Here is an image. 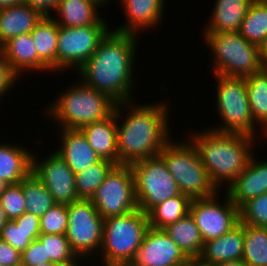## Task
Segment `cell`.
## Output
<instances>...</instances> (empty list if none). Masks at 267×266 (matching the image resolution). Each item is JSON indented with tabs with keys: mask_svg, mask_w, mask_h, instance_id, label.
<instances>
[{
	"mask_svg": "<svg viewBox=\"0 0 267 266\" xmlns=\"http://www.w3.org/2000/svg\"><path fill=\"white\" fill-rule=\"evenodd\" d=\"M23 0H0V8L22 4Z\"/></svg>",
	"mask_w": 267,
	"mask_h": 266,
	"instance_id": "cell-43",
	"label": "cell"
},
{
	"mask_svg": "<svg viewBox=\"0 0 267 266\" xmlns=\"http://www.w3.org/2000/svg\"><path fill=\"white\" fill-rule=\"evenodd\" d=\"M116 102L82 81L70 86L55 102L47 106L46 114L59 122L61 129H81L105 120L114 113Z\"/></svg>",
	"mask_w": 267,
	"mask_h": 266,
	"instance_id": "cell-4",
	"label": "cell"
},
{
	"mask_svg": "<svg viewBox=\"0 0 267 266\" xmlns=\"http://www.w3.org/2000/svg\"><path fill=\"white\" fill-rule=\"evenodd\" d=\"M251 156L245 169L226 188L231 201L240 208L248 200L267 192V161Z\"/></svg>",
	"mask_w": 267,
	"mask_h": 266,
	"instance_id": "cell-17",
	"label": "cell"
},
{
	"mask_svg": "<svg viewBox=\"0 0 267 266\" xmlns=\"http://www.w3.org/2000/svg\"><path fill=\"white\" fill-rule=\"evenodd\" d=\"M261 54H262V66H263V69L267 70V42L261 48Z\"/></svg>",
	"mask_w": 267,
	"mask_h": 266,
	"instance_id": "cell-46",
	"label": "cell"
},
{
	"mask_svg": "<svg viewBox=\"0 0 267 266\" xmlns=\"http://www.w3.org/2000/svg\"><path fill=\"white\" fill-rule=\"evenodd\" d=\"M245 81L254 123L262 125L265 135L267 132V70L261 69L246 77Z\"/></svg>",
	"mask_w": 267,
	"mask_h": 266,
	"instance_id": "cell-31",
	"label": "cell"
},
{
	"mask_svg": "<svg viewBox=\"0 0 267 266\" xmlns=\"http://www.w3.org/2000/svg\"><path fill=\"white\" fill-rule=\"evenodd\" d=\"M59 26L52 16H43L30 32L38 55V71L57 70V39Z\"/></svg>",
	"mask_w": 267,
	"mask_h": 266,
	"instance_id": "cell-22",
	"label": "cell"
},
{
	"mask_svg": "<svg viewBox=\"0 0 267 266\" xmlns=\"http://www.w3.org/2000/svg\"><path fill=\"white\" fill-rule=\"evenodd\" d=\"M45 158L40 161L32 156V173L46 186L57 204L68 205L77 201L73 171L55 150Z\"/></svg>",
	"mask_w": 267,
	"mask_h": 266,
	"instance_id": "cell-14",
	"label": "cell"
},
{
	"mask_svg": "<svg viewBox=\"0 0 267 266\" xmlns=\"http://www.w3.org/2000/svg\"><path fill=\"white\" fill-rule=\"evenodd\" d=\"M102 3L98 0H59L56 9L58 15L54 20L58 26L83 27L88 25H107V21L100 18L98 7Z\"/></svg>",
	"mask_w": 267,
	"mask_h": 266,
	"instance_id": "cell-21",
	"label": "cell"
},
{
	"mask_svg": "<svg viewBox=\"0 0 267 266\" xmlns=\"http://www.w3.org/2000/svg\"><path fill=\"white\" fill-rule=\"evenodd\" d=\"M190 263L163 229L149 227L130 266H190Z\"/></svg>",
	"mask_w": 267,
	"mask_h": 266,
	"instance_id": "cell-15",
	"label": "cell"
},
{
	"mask_svg": "<svg viewBox=\"0 0 267 266\" xmlns=\"http://www.w3.org/2000/svg\"><path fill=\"white\" fill-rule=\"evenodd\" d=\"M111 29L92 56L77 70L84 84L108 95L116 103L132 102V71L138 38ZM137 40V41H136Z\"/></svg>",
	"mask_w": 267,
	"mask_h": 266,
	"instance_id": "cell-1",
	"label": "cell"
},
{
	"mask_svg": "<svg viewBox=\"0 0 267 266\" xmlns=\"http://www.w3.org/2000/svg\"><path fill=\"white\" fill-rule=\"evenodd\" d=\"M8 185V183H6L3 179L0 178V195L4 192Z\"/></svg>",
	"mask_w": 267,
	"mask_h": 266,
	"instance_id": "cell-48",
	"label": "cell"
},
{
	"mask_svg": "<svg viewBox=\"0 0 267 266\" xmlns=\"http://www.w3.org/2000/svg\"><path fill=\"white\" fill-rule=\"evenodd\" d=\"M190 266H216V265L205 264V263L199 261L198 259H195V260L191 261Z\"/></svg>",
	"mask_w": 267,
	"mask_h": 266,
	"instance_id": "cell-47",
	"label": "cell"
},
{
	"mask_svg": "<svg viewBox=\"0 0 267 266\" xmlns=\"http://www.w3.org/2000/svg\"><path fill=\"white\" fill-rule=\"evenodd\" d=\"M126 14V23L121 24L114 31L136 34L140 30L154 27L163 16L165 0H121Z\"/></svg>",
	"mask_w": 267,
	"mask_h": 266,
	"instance_id": "cell-19",
	"label": "cell"
},
{
	"mask_svg": "<svg viewBox=\"0 0 267 266\" xmlns=\"http://www.w3.org/2000/svg\"><path fill=\"white\" fill-rule=\"evenodd\" d=\"M244 249V224L239 223L219 238L204 242L198 260L209 265L242 260Z\"/></svg>",
	"mask_w": 267,
	"mask_h": 266,
	"instance_id": "cell-20",
	"label": "cell"
},
{
	"mask_svg": "<svg viewBox=\"0 0 267 266\" xmlns=\"http://www.w3.org/2000/svg\"><path fill=\"white\" fill-rule=\"evenodd\" d=\"M38 239L45 247V260L62 266H78L79 258L71 250L66 235L40 234Z\"/></svg>",
	"mask_w": 267,
	"mask_h": 266,
	"instance_id": "cell-35",
	"label": "cell"
},
{
	"mask_svg": "<svg viewBox=\"0 0 267 266\" xmlns=\"http://www.w3.org/2000/svg\"><path fill=\"white\" fill-rule=\"evenodd\" d=\"M98 1H100L104 5L105 3H107L108 0H98Z\"/></svg>",
	"mask_w": 267,
	"mask_h": 266,
	"instance_id": "cell-50",
	"label": "cell"
},
{
	"mask_svg": "<svg viewBox=\"0 0 267 266\" xmlns=\"http://www.w3.org/2000/svg\"><path fill=\"white\" fill-rule=\"evenodd\" d=\"M191 202L190 197L181 194L156 205L147 213L149 226L164 229L177 222L190 213Z\"/></svg>",
	"mask_w": 267,
	"mask_h": 266,
	"instance_id": "cell-29",
	"label": "cell"
},
{
	"mask_svg": "<svg viewBox=\"0 0 267 266\" xmlns=\"http://www.w3.org/2000/svg\"><path fill=\"white\" fill-rule=\"evenodd\" d=\"M0 203L8 220H14L26 212V201L23 196L21 182L9 184L0 195Z\"/></svg>",
	"mask_w": 267,
	"mask_h": 266,
	"instance_id": "cell-38",
	"label": "cell"
},
{
	"mask_svg": "<svg viewBox=\"0 0 267 266\" xmlns=\"http://www.w3.org/2000/svg\"><path fill=\"white\" fill-rule=\"evenodd\" d=\"M130 103L123 102L130 112L127 109L126 118L120 121L123 124L117 122L118 165L158 156L171 139L165 101L141 106Z\"/></svg>",
	"mask_w": 267,
	"mask_h": 266,
	"instance_id": "cell-2",
	"label": "cell"
},
{
	"mask_svg": "<svg viewBox=\"0 0 267 266\" xmlns=\"http://www.w3.org/2000/svg\"><path fill=\"white\" fill-rule=\"evenodd\" d=\"M8 221L9 220L7 219L5 211L0 203V233Z\"/></svg>",
	"mask_w": 267,
	"mask_h": 266,
	"instance_id": "cell-45",
	"label": "cell"
},
{
	"mask_svg": "<svg viewBox=\"0 0 267 266\" xmlns=\"http://www.w3.org/2000/svg\"><path fill=\"white\" fill-rule=\"evenodd\" d=\"M242 260L249 266H267V228L244 224Z\"/></svg>",
	"mask_w": 267,
	"mask_h": 266,
	"instance_id": "cell-34",
	"label": "cell"
},
{
	"mask_svg": "<svg viewBox=\"0 0 267 266\" xmlns=\"http://www.w3.org/2000/svg\"><path fill=\"white\" fill-rule=\"evenodd\" d=\"M60 148L55 150L74 174L96 164L101 159L80 129H62Z\"/></svg>",
	"mask_w": 267,
	"mask_h": 266,
	"instance_id": "cell-18",
	"label": "cell"
},
{
	"mask_svg": "<svg viewBox=\"0 0 267 266\" xmlns=\"http://www.w3.org/2000/svg\"><path fill=\"white\" fill-rule=\"evenodd\" d=\"M59 0H23V4L38 10L43 16H51L50 11L56 9Z\"/></svg>",
	"mask_w": 267,
	"mask_h": 266,
	"instance_id": "cell-42",
	"label": "cell"
},
{
	"mask_svg": "<svg viewBox=\"0 0 267 266\" xmlns=\"http://www.w3.org/2000/svg\"><path fill=\"white\" fill-rule=\"evenodd\" d=\"M22 146L0 143V178L8 184L20 183L32 172V156Z\"/></svg>",
	"mask_w": 267,
	"mask_h": 266,
	"instance_id": "cell-25",
	"label": "cell"
},
{
	"mask_svg": "<svg viewBox=\"0 0 267 266\" xmlns=\"http://www.w3.org/2000/svg\"><path fill=\"white\" fill-rule=\"evenodd\" d=\"M190 137L217 189L226 181L229 186L245 169L253 155V144H256L254 137L212 129L193 133Z\"/></svg>",
	"mask_w": 267,
	"mask_h": 266,
	"instance_id": "cell-3",
	"label": "cell"
},
{
	"mask_svg": "<svg viewBox=\"0 0 267 266\" xmlns=\"http://www.w3.org/2000/svg\"><path fill=\"white\" fill-rule=\"evenodd\" d=\"M17 78L20 76L12 69L10 63L4 57V54L0 51V98L4 94L14 87Z\"/></svg>",
	"mask_w": 267,
	"mask_h": 266,
	"instance_id": "cell-40",
	"label": "cell"
},
{
	"mask_svg": "<svg viewBox=\"0 0 267 266\" xmlns=\"http://www.w3.org/2000/svg\"><path fill=\"white\" fill-rule=\"evenodd\" d=\"M123 103H117L114 113L105 120L83 126L80 130L100 159L118 165L117 121L121 118Z\"/></svg>",
	"mask_w": 267,
	"mask_h": 266,
	"instance_id": "cell-16",
	"label": "cell"
},
{
	"mask_svg": "<svg viewBox=\"0 0 267 266\" xmlns=\"http://www.w3.org/2000/svg\"><path fill=\"white\" fill-rule=\"evenodd\" d=\"M21 252L0 239V265L21 266Z\"/></svg>",
	"mask_w": 267,
	"mask_h": 266,
	"instance_id": "cell-41",
	"label": "cell"
},
{
	"mask_svg": "<svg viewBox=\"0 0 267 266\" xmlns=\"http://www.w3.org/2000/svg\"><path fill=\"white\" fill-rule=\"evenodd\" d=\"M103 219L138 209L134 176L130 165H115L91 198Z\"/></svg>",
	"mask_w": 267,
	"mask_h": 266,
	"instance_id": "cell-11",
	"label": "cell"
},
{
	"mask_svg": "<svg viewBox=\"0 0 267 266\" xmlns=\"http://www.w3.org/2000/svg\"><path fill=\"white\" fill-rule=\"evenodd\" d=\"M43 15L26 4L0 8V47L10 38L30 33Z\"/></svg>",
	"mask_w": 267,
	"mask_h": 266,
	"instance_id": "cell-23",
	"label": "cell"
},
{
	"mask_svg": "<svg viewBox=\"0 0 267 266\" xmlns=\"http://www.w3.org/2000/svg\"><path fill=\"white\" fill-rule=\"evenodd\" d=\"M26 212L42 217L57 204L46 186L31 172L21 181Z\"/></svg>",
	"mask_w": 267,
	"mask_h": 266,
	"instance_id": "cell-32",
	"label": "cell"
},
{
	"mask_svg": "<svg viewBox=\"0 0 267 266\" xmlns=\"http://www.w3.org/2000/svg\"><path fill=\"white\" fill-rule=\"evenodd\" d=\"M240 223L267 228V192L245 202L239 208Z\"/></svg>",
	"mask_w": 267,
	"mask_h": 266,
	"instance_id": "cell-36",
	"label": "cell"
},
{
	"mask_svg": "<svg viewBox=\"0 0 267 266\" xmlns=\"http://www.w3.org/2000/svg\"><path fill=\"white\" fill-rule=\"evenodd\" d=\"M0 51L20 77L23 71L38 72V55L31 33L10 38L0 47Z\"/></svg>",
	"mask_w": 267,
	"mask_h": 266,
	"instance_id": "cell-26",
	"label": "cell"
},
{
	"mask_svg": "<svg viewBox=\"0 0 267 266\" xmlns=\"http://www.w3.org/2000/svg\"><path fill=\"white\" fill-rule=\"evenodd\" d=\"M206 44L215 55L214 74L246 78L261 69V48L250 43L239 32H204Z\"/></svg>",
	"mask_w": 267,
	"mask_h": 266,
	"instance_id": "cell-7",
	"label": "cell"
},
{
	"mask_svg": "<svg viewBox=\"0 0 267 266\" xmlns=\"http://www.w3.org/2000/svg\"><path fill=\"white\" fill-rule=\"evenodd\" d=\"M163 230L190 261L199 258L203 250L204 241L190 213L177 222L168 225Z\"/></svg>",
	"mask_w": 267,
	"mask_h": 266,
	"instance_id": "cell-27",
	"label": "cell"
},
{
	"mask_svg": "<svg viewBox=\"0 0 267 266\" xmlns=\"http://www.w3.org/2000/svg\"><path fill=\"white\" fill-rule=\"evenodd\" d=\"M115 166L113 162L101 159L85 170L75 174V186L79 199H91Z\"/></svg>",
	"mask_w": 267,
	"mask_h": 266,
	"instance_id": "cell-33",
	"label": "cell"
},
{
	"mask_svg": "<svg viewBox=\"0 0 267 266\" xmlns=\"http://www.w3.org/2000/svg\"><path fill=\"white\" fill-rule=\"evenodd\" d=\"M138 209L148 213L167 199L181 195L163 159L158 155L130 164Z\"/></svg>",
	"mask_w": 267,
	"mask_h": 266,
	"instance_id": "cell-9",
	"label": "cell"
},
{
	"mask_svg": "<svg viewBox=\"0 0 267 266\" xmlns=\"http://www.w3.org/2000/svg\"><path fill=\"white\" fill-rule=\"evenodd\" d=\"M182 141L184 143L170 139L159 153L180 192L192 200L219 193V189L211 182L195 146L190 140Z\"/></svg>",
	"mask_w": 267,
	"mask_h": 266,
	"instance_id": "cell-6",
	"label": "cell"
},
{
	"mask_svg": "<svg viewBox=\"0 0 267 266\" xmlns=\"http://www.w3.org/2000/svg\"><path fill=\"white\" fill-rule=\"evenodd\" d=\"M21 266H36L49 262L45 260V247L37 238L21 253Z\"/></svg>",
	"mask_w": 267,
	"mask_h": 266,
	"instance_id": "cell-39",
	"label": "cell"
},
{
	"mask_svg": "<svg viewBox=\"0 0 267 266\" xmlns=\"http://www.w3.org/2000/svg\"><path fill=\"white\" fill-rule=\"evenodd\" d=\"M216 266H249V265L243 260H236V261L220 263V264H217Z\"/></svg>",
	"mask_w": 267,
	"mask_h": 266,
	"instance_id": "cell-44",
	"label": "cell"
},
{
	"mask_svg": "<svg viewBox=\"0 0 267 266\" xmlns=\"http://www.w3.org/2000/svg\"><path fill=\"white\" fill-rule=\"evenodd\" d=\"M254 0H216L204 32H239L241 23Z\"/></svg>",
	"mask_w": 267,
	"mask_h": 266,
	"instance_id": "cell-24",
	"label": "cell"
},
{
	"mask_svg": "<svg viewBox=\"0 0 267 266\" xmlns=\"http://www.w3.org/2000/svg\"><path fill=\"white\" fill-rule=\"evenodd\" d=\"M109 266H130V265H109Z\"/></svg>",
	"mask_w": 267,
	"mask_h": 266,
	"instance_id": "cell-51",
	"label": "cell"
},
{
	"mask_svg": "<svg viewBox=\"0 0 267 266\" xmlns=\"http://www.w3.org/2000/svg\"><path fill=\"white\" fill-rule=\"evenodd\" d=\"M225 193L223 204L219 203L217 194L211 197L193 199L190 215L195 220L204 242L216 239L231 231L240 223L239 208Z\"/></svg>",
	"mask_w": 267,
	"mask_h": 266,
	"instance_id": "cell-13",
	"label": "cell"
},
{
	"mask_svg": "<svg viewBox=\"0 0 267 266\" xmlns=\"http://www.w3.org/2000/svg\"><path fill=\"white\" fill-rule=\"evenodd\" d=\"M149 227L148 215L140 209L105 218L99 251L103 266L130 265Z\"/></svg>",
	"mask_w": 267,
	"mask_h": 266,
	"instance_id": "cell-5",
	"label": "cell"
},
{
	"mask_svg": "<svg viewBox=\"0 0 267 266\" xmlns=\"http://www.w3.org/2000/svg\"><path fill=\"white\" fill-rule=\"evenodd\" d=\"M40 234V217L24 212L5 224L0 239L22 253Z\"/></svg>",
	"mask_w": 267,
	"mask_h": 266,
	"instance_id": "cell-28",
	"label": "cell"
},
{
	"mask_svg": "<svg viewBox=\"0 0 267 266\" xmlns=\"http://www.w3.org/2000/svg\"><path fill=\"white\" fill-rule=\"evenodd\" d=\"M36 266H62V265L54 263V262H47V263L39 264V265H36Z\"/></svg>",
	"mask_w": 267,
	"mask_h": 266,
	"instance_id": "cell-49",
	"label": "cell"
},
{
	"mask_svg": "<svg viewBox=\"0 0 267 266\" xmlns=\"http://www.w3.org/2000/svg\"><path fill=\"white\" fill-rule=\"evenodd\" d=\"M214 75L218 82L216 106L223 126L211 129L255 137V123L250 110L245 78Z\"/></svg>",
	"mask_w": 267,
	"mask_h": 266,
	"instance_id": "cell-8",
	"label": "cell"
},
{
	"mask_svg": "<svg viewBox=\"0 0 267 266\" xmlns=\"http://www.w3.org/2000/svg\"><path fill=\"white\" fill-rule=\"evenodd\" d=\"M250 43L262 48L267 42V0H254L239 30Z\"/></svg>",
	"mask_w": 267,
	"mask_h": 266,
	"instance_id": "cell-30",
	"label": "cell"
},
{
	"mask_svg": "<svg viewBox=\"0 0 267 266\" xmlns=\"http://www.w3.org/2000/svg\"><path fill=\"white\" fill-rule=\"evenodd\" d=\"M110 31L108 25L83 27L59 26L57 39V70L77 71L95 52L100 41Z\"/></svg>",
	"mask_w": 267,
	"mask_h": 266,
	"instance_id": "cell-12",
	"label": "cell"
},
{
	"mask_svg": "<svg viewBox=\"0 0 267 266\" xmlns=\"http://www.w3.org/2000/svg\"><path fill=\"white\" fill-rule=\"evenodd\" d=\"M68 224L66 237L77 257L86 258L97 254L103 241L104 219L91 199H78L67 205ZM96 250V251H95Z\"/></svg>",
	"mask_w": 267,
	"mask_h": 266,
	"instance_id": "cell-10",
	"label": "cell"
},
{
	"mask_svg": "<svg viewBox=\"0 0 267 266\" xmlns=\"http://www.w3.org/2000/svg\"><path fill=\"white\" fill-rule=\"evenodd\" d=\"M67 205L55 204L42 217H40L41 234H64L67 230Z\"/></svg>",
	"mask_w": 267,
	"mask_h": 266,
	"instance_id": "cell-37",
	"label": "cell"
}]
</instances>
